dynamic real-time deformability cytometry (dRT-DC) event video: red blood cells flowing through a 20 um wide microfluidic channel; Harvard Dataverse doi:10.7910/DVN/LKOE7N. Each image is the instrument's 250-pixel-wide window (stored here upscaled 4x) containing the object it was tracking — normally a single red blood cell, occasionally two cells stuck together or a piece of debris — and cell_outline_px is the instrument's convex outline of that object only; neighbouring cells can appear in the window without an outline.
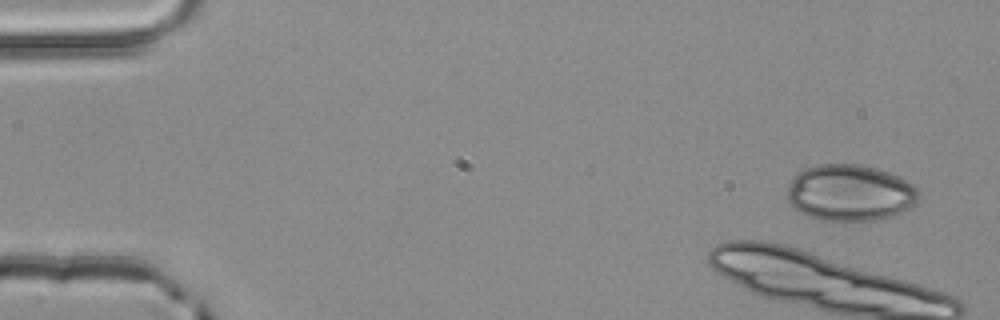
{"species": "common noctule bat (a hibernating species)", "species_latin": "Nyctalus noctula", "temperature_condition": "room temperature", "stored_images_in_passage": 5, "camera_frame_rate_fps": 3000, "um_per_image_px": 0.085, "animal": {"sex": "male", "body_mass_g": 20.4}, "frame": {"image": 1, "passage_image": 1, "time_ms": 0.0, "image_size_px": [1000, 320], "cell_outline_px": [[920, 196], [916, 204], [912, 208], [892, 216], [872, 220], [820, 220], [808, 216], [792, 208], [788, 204], [788, 184], [804, 168], [820, 164], [860, 164], [876, 168], [888, 172], [908, 180], [920, 192]], "centroid_in_image_um": [72.27, 16.39], "position_along_channel_um": 12.7, "area_um2": 43.47}}